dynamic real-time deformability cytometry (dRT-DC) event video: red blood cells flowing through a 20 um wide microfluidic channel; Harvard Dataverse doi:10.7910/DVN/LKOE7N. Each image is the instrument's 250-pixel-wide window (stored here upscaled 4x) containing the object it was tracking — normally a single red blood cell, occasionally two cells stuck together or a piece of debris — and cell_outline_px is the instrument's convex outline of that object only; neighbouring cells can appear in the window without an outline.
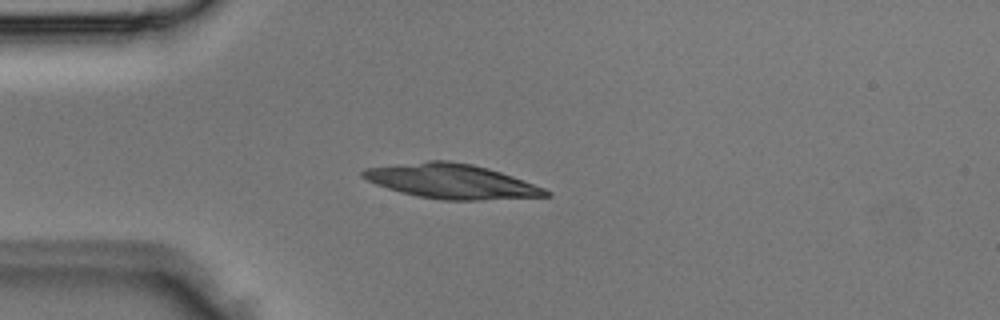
{"species": "Egyptian fruit bat (a non-hibernating species)", "species_latin": "Rousettus aegyptiacus", "temperature_condition": "room temperature", "stored_images_in_passage": 1, "camera_frame_rate_fps": 3000, "um_per_image_px": 0.085, "animal": {"sex": "male"}, "frame": {"image": 1, "passage_image": 1, "time_ms": 0.0, "image_size_px": [1000, 320], "cell_outline_px": [[552, 196], [476, 200], [444, 200], [416, 196], [400, 192], [376, 184], [360, 176], [360, 172], [364, 168], [428, 160], [448, 160], [472, 164], [488, 168], [512, 176], [544, 188], [552, 192]], "centroid_in_image_um": [38.36, 15.4], "position_along_channel_um": 46.6, "area_um2": 36.82}}